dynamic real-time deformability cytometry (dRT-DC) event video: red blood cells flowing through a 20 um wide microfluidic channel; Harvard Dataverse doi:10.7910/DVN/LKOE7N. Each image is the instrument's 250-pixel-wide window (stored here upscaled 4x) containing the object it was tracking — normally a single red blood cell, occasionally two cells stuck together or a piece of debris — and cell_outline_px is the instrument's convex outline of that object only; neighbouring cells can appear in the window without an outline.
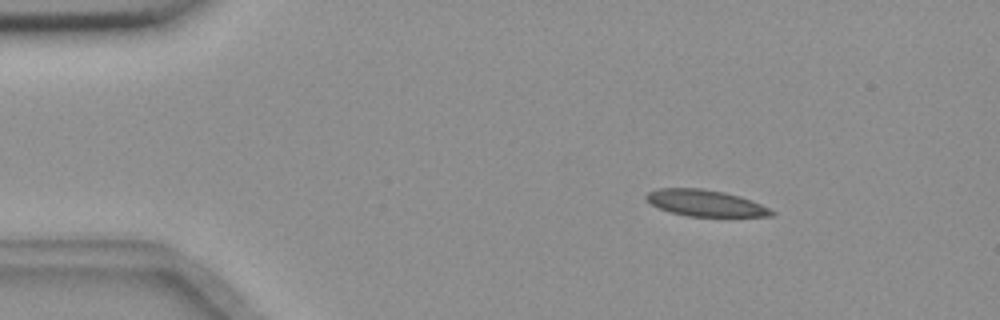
{"species": "common noctule bat (a hibernating species)", "species_latin": "Nyctalus noctula", "temperature_condition": "room temperature", "stored_images_in_passage": 3, "camera_frame_rate_fps": 3000, "um_per_image_px": 0.085, "animal": {"sex": "female", "body_mass_g": 18.4}, "frame": {"image": 1, "passage_image": 1, "time_ms": 0.0, "image_size_px": [1000, 320], "cell_outline_px": [[776, 212], [772, 216], [688, 216], [672, 212], [660, 208], [652, 204], [644, 196], [648, 192], [660, 188], [700, 188], [724, 192], [740, 196], [752, 200]], "centroid_in_image_um": [59.97, 17.25], "position_along_channel_um": 25.0, "area_um2": 19.02}}